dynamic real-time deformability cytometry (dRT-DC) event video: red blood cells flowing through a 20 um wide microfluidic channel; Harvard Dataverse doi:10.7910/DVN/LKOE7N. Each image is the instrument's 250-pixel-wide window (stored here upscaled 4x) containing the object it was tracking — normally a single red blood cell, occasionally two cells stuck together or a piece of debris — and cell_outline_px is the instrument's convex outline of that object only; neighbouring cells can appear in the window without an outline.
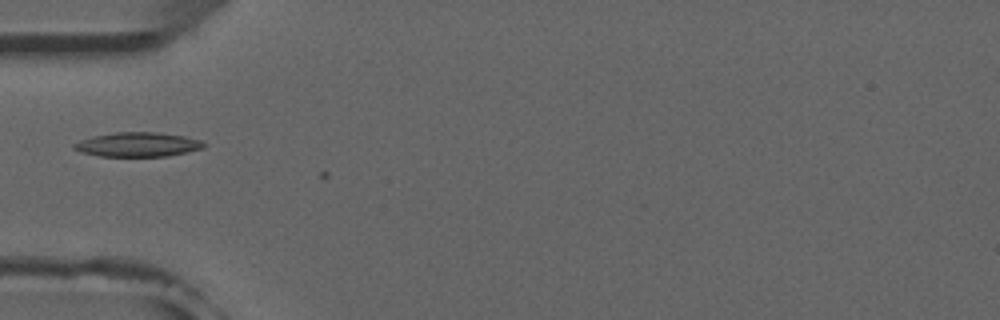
{"species": "common noctule bat (a hibernating species)", "species_latin": "Nyctalus noctula", "temperature_condition": "room temperature", "stored_images_in_passage": 7, "camera_frame_rate_fps": 3000, "um_per_image_px": 0.085, "animal": {"sex": "male", "forearm_length_mm": 52.5}, "frame": {"image": 1, "passage_image": 6, "time_ms": 1.667, "image_size_px": [1000, 320], "cell_outline_px": [[208, 144], [204, 148], [168, 156], [100, 156], [80, 152], [72, 148], [72, 144], [80, 140], [92, 136], [116, 132], [156, 132], [184, 136], [200, 140]], "centroid_in_image_um": [11.7, 12.28], "position_along_channel_um": 73.3, "area_um2": 18.5}}